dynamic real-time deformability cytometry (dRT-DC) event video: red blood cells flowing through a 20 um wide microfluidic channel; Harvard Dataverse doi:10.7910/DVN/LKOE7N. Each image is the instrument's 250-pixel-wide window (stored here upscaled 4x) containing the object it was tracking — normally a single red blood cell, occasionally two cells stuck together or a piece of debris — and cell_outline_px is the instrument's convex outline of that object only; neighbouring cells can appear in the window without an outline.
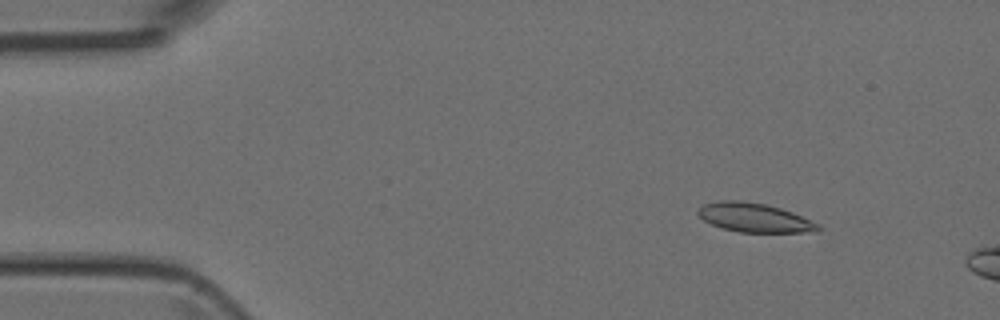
{"species": "Egyptian fruit bat (a non-hibernating species)", "species_latin": "Rousettus aegyptiacus", "temperature_condition": "room temperature", "stored_images_in_passage": 3, "camera_frame_rate_fps": 3000, "um_per_image_px": 0.085, "animal": {"sex": "female"}, "frame": {"image": 1, "passage_image": 1, "time_ms": 0.0, "image_size_px": [1000, 320], "cell_outline_px": [[820, 232], [740, 232], [720, 228], [704, 220], [696, 212], [704, 204], [720, 200], [740, 200], [764, 204], [780, 208], [792, 212], [820, 224]], "centroid_in_image_um": [64.14, 18.5], "position_along_channel_um": 20.9, "area_um2": 20.29}}